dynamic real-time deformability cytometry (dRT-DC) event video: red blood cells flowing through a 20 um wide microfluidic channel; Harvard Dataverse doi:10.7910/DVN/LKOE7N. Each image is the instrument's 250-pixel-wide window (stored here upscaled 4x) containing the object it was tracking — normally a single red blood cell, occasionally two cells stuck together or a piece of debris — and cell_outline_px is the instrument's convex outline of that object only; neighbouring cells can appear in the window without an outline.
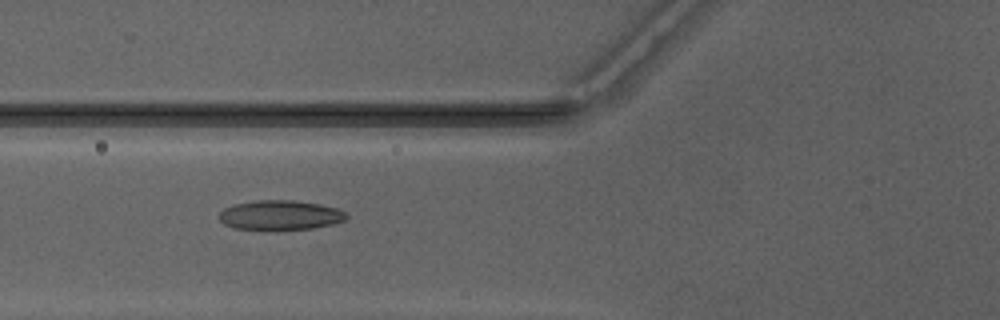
{"species": "Egyptian fruit bat (a non-hibernating species)", "species_latin": "Rousettus aegyptiacus", "temperature_condition": "warm", "stored_images_in_passage": 10, "camera_frame_rate_fps": 3000, "um_per_image_px": 0.085, "animal": {"sex": "male"}, "frame": {"image": 1, "passage_image": 3, "time_ms": 0.667, "image_size_px": [1000, 320], "cell_outline_px": [[348, 216], [344, 220], [332, 224], [312, 228], [236, 228], [224, 224], [220, 220], [220, 212], [224, 208], [232, 204], [256, 200], [292, 200], [320, 204], [336, 208], [348, 212]], "centroid_in_image_um": [23.83, 18.25], "position_along_channel_um": 102.0, "area_um2": 21.5}}
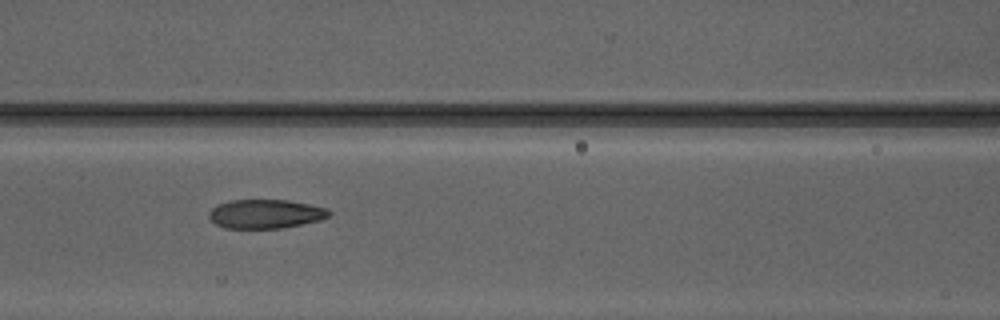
{"frame": {"image": 2, "passage_image": 6, "time_ms": 1.667, "image_size_px": [1000, 320], "cell_outline_px": [[332, 212], [328, 216], [320, 220], [280, 228], [224, 228], [216, 224], [208, 216], [208, 212], [216, 204], [228, 200], [288, 200], [328, 208]], "centroid_in_image_um": [22.54, 18.17], "position_along_channel_um": 144.1, "area_um2": 20.29}}
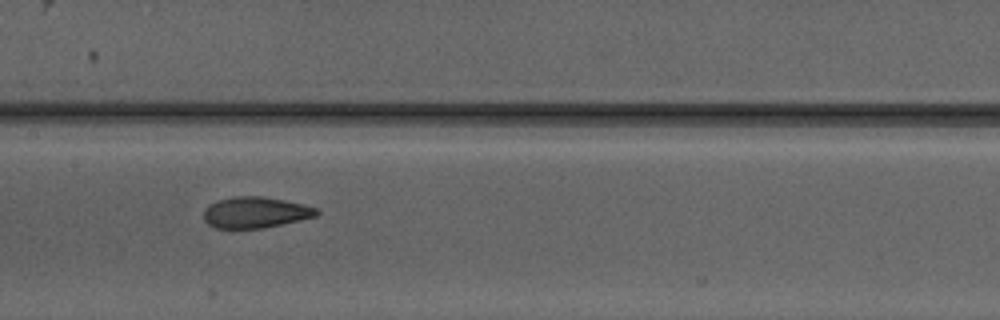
{"frame": {"image": 3, "passage_image": 9, "time_ms": 2.667, "image_size_px": [1000, 320], "cell_outline_px": [[320, 212], [316, 216], [300, 220], [264, 228], [216, 228], [208, 224], [204, 220], [204, 208], [216, 200], [236, 196], [260, 196], [284, 200], [304, 204], [316, 208]], "centroid_in_image_um": [21.7, 18.05], "position_along_channel_um": 185.7, "area_um2": 20.46}}